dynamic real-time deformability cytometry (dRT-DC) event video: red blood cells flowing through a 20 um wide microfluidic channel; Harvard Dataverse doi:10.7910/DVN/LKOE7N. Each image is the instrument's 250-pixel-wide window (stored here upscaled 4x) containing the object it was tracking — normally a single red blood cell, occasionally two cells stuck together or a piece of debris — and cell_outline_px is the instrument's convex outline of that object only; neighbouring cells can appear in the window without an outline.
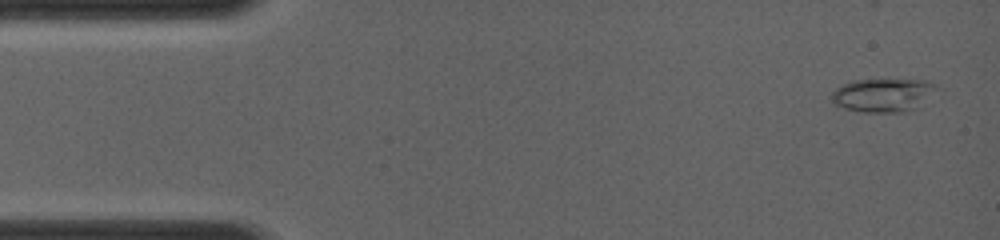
{"species": "common noctule bat (a hibernating species)", "species_latin": "Nyctalus noctula", "temperature_condition": "room temperature", "stored_images_in_passage": 9, "camera_frame_rate_fps": 4000, "um_per_image_px": 0.085, "animal": {"sex": "female", "body_mass_g": 19.0, "forearm_length_mm": 56.7}, "frame": {"image": 1, "passage_image": 1, "time_ms": 0.0, "image_size_px": [1000, 240], "cell_outline_px": [[940, 88], [916, 108], [904, 112], [864, 112], [836, 108], [832, 100], [832, 92], [836, 88], [852, 80], [924, 80], [936, 84]], "centroid_in_image_um": [75.04, 8.09], "position_along_channel_um": 10.0, "area_um2": 20.63}}
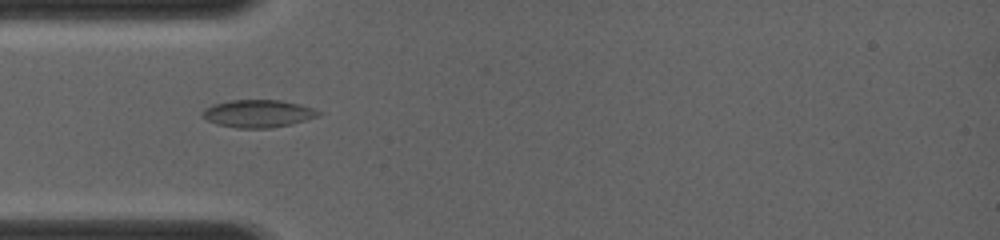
{"frame": {"image": 2, "passage_image": 8, "time_ms": 3.5, "image_size_px": [1000, 240], "cell_outline_px": [[324, 112], [320, 116], [292, 124], [268, 128], [236, 128], [216, 124], [200, 116], [200, 112], [204, 108], [212, 104], [228, 100], [280, 100], [300, 104]], "centroid_in_image_um": [21.92, 9.65], "position_along_channel_um": 63.1, "area_um2": 18.96}}
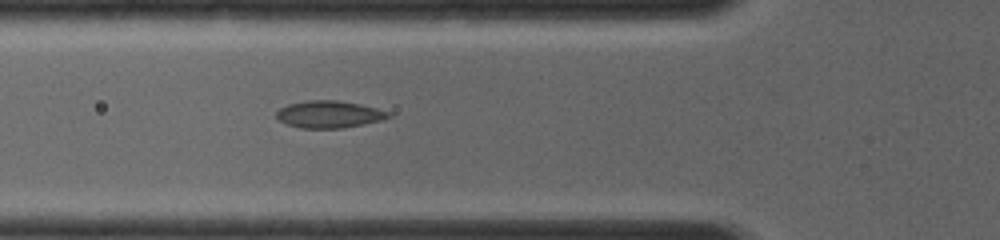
{"frame": {"image": 3, "passage_image": 9, "time_ms": 4.25, "image_size_px": [1000, 240], "cell_outline_px": [[392, 116], [384, 120], [364, 124], [340, 128], [300, 128], [288, 124], [280, 120], [276, 116], [276, 112], [280, 108], [288, 104], [308, 100], [336, 100], [360, 104], [376, 108], [388, 112]], "centroid_in_image_um": [27.99, 9.71], "position_along_channel_um": 97.8, "area_um2": 17.63}}